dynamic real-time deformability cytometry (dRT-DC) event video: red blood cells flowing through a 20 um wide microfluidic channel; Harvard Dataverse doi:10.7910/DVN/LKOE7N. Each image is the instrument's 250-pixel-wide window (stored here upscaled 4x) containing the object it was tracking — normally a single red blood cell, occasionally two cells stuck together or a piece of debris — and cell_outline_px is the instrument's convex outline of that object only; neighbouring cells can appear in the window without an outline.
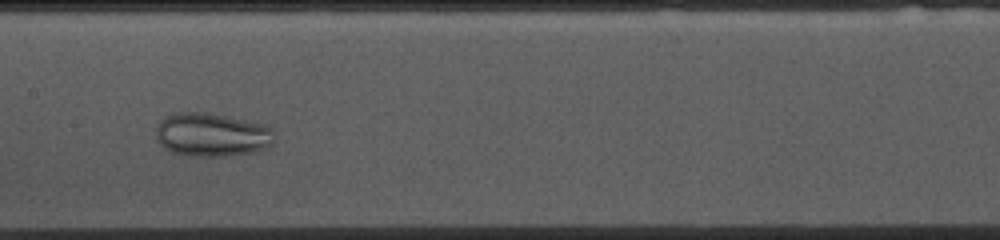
{"species": "common noctule bat (a hibernating species)", "species_latin": "Nyctalus noctula", "temperature_condition": "cold", "stored_images_in_passage": 53, "camera_frame_rate_fps": 3000, "um_per_image_px": 0.085, "animal": {"sex": "female", "body_mass_g": 10.0, "forearm_length_mm": 53.1}, "frame": {"image": 1, "passage_image": 25, "time_ms": 8.0, "image_size_px": [1000, 240], "cell_outline_px": [[272, 144], [264, 148], [252, 152], [224, 156], [184, 156], [172, 152], [164, 148], [160, 144], [156, 136], [156, 124], [164, 116], [176, 112], [204, 112], [228, 116], [260, 124], [272, 128]], "centroid_in_image_um": [17.92, 11.45], "position_along_channel_um": 189.5, "area_um2": 30.06}}
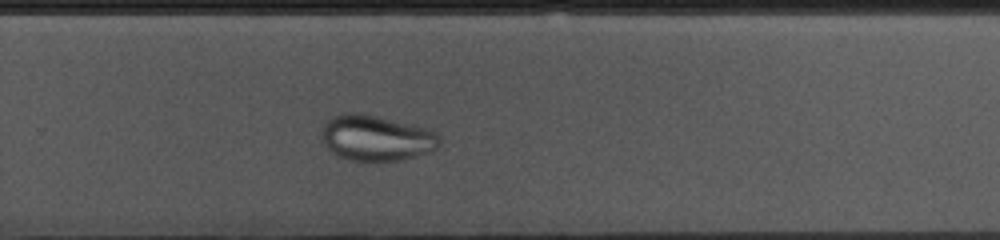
{"frame": {"image": 2, "passage_image": 34, "time_ms": 11.0, "image_size_px": [1000, 240], "cell_outline_px": [[440, 144], [436, 148], [400, 160], [352, 160], [340, 156], [328, 148], [320, 136], [320, 128], [332, 116], [348, 112], [360, 112], [428, 128], [436, 132], [440, 140]], "centroid_in_image_um": [31.94, 11.69], "position_along_channel_um": 297.9, "area_um2": 30.98}}
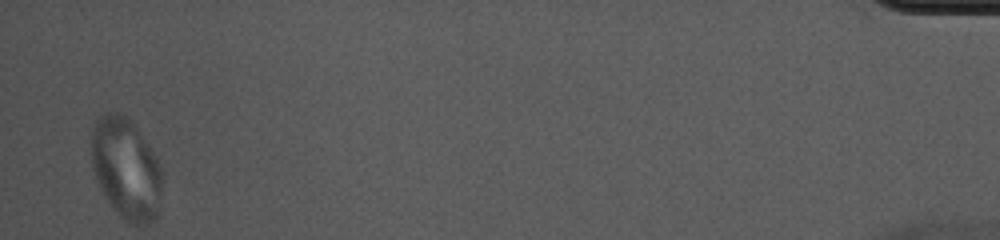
{"frame": {"image": 3, "passage_image": 52, "time_ms": 17.0, "image_size_px": [1000, 240], "cell_outline_px": [[160, 208], [156, 220], [148, 224], [132, 224], [124, 220], [120, 216], [108, 200], [100, 188], [92, 168], [92, 128], [96, 120], [100, 116], [108, 112], [120, 112], [132, 124], [144, 140], [156, 160], [160, 168]], "centroid_in_image_um": [10.69, 14.37], "position_along_channel_um": 424.5, "area_um2": 40.86}}